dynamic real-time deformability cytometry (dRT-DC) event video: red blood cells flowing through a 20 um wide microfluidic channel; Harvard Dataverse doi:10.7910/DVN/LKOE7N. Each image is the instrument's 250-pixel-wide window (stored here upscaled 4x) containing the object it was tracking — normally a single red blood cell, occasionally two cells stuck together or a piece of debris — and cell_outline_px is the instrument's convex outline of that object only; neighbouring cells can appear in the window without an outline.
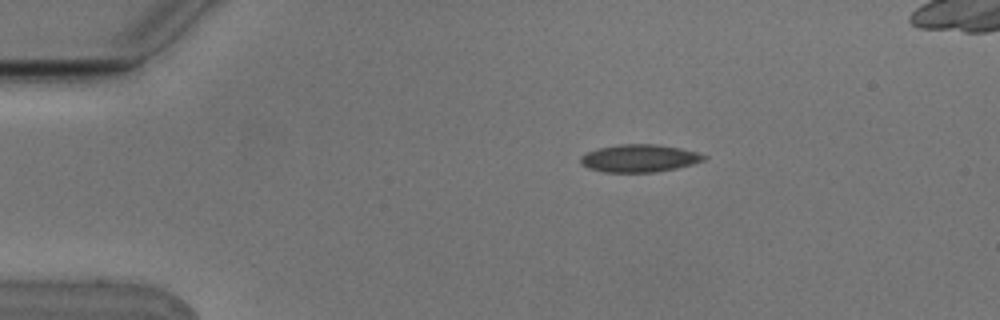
{"species": "Egyptian fruit bat (a non-hibernating species)", "species_latin": "Rousettus aegyptiacus", "temperature_condition": "cold", "stored_images_in_passage": 6, "camera_frame_rate_fps": 3000, "um_per_image_px": 0.085, "animal": {"sex": "male"}, "frame": {"image": 1, "passage_image": 2, "time_ms": 0.333, "image_size_px": [1000, 320], "cell_outline_px": [[708, 156], [704, 160], [692, 164], [676, 168], [656, 172], [604, 172], [588, 168], [580, 164], [580, 156], [596, 148], [620, 144], [656, 144], [680, 148], [696, 152]], "centroid_in_image_um": [54.31, 13.45], "position_along_channel_um": 30.7, "area_um2": 19.88}}
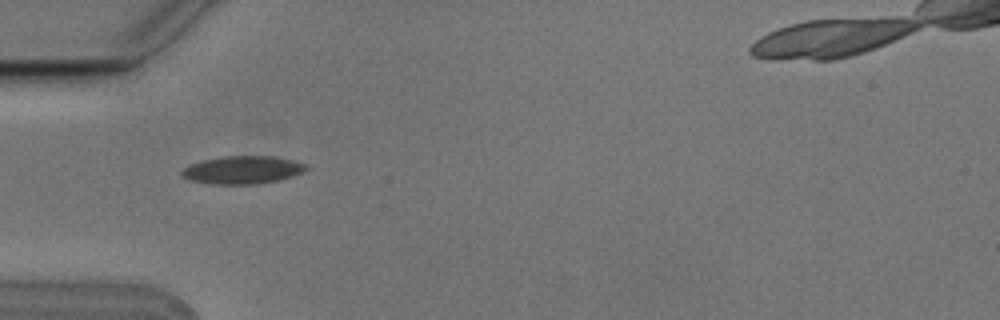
{"frame": {"image": 2, "passage_image": 4, "time_ms": 1.0, "image_size_px": [1000, 320], "cell_outline_px": [[308, 168], [304, 172], [292, 176], [276, 180], [256, 184], [212, 184], [192, 180], [184, 176], [180, 172], [184, 168], [192, 164], [204, 160], [224, 156], [272, 156], [292, 160], [308, 164]], "centroid_in_image_um": [20.67, 14.44], "position_along_channel_um": 64.3, "area_um2": 19.94}}
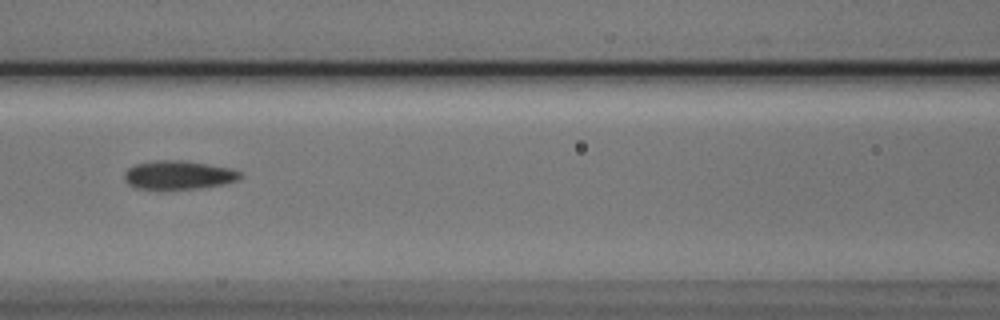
{"frame": {"image": 3, "passage_image": 6, "time_ms": 1.667, "image_size_px": [1000, 320], "cell_outline_px": [[240, 176], [236, 180], [224, 184], [200, 188], [160, 192], [136, 188], [128, 184], [124, 180], [124, 172], [128, 168], [136, 164], [156, 160], [184, 160], [228, 168], [240, 172]], "centroid_in_image_um": [15.07, 14.92], "position_along_channel_um": 151.5, "area_um2": 19.88}}